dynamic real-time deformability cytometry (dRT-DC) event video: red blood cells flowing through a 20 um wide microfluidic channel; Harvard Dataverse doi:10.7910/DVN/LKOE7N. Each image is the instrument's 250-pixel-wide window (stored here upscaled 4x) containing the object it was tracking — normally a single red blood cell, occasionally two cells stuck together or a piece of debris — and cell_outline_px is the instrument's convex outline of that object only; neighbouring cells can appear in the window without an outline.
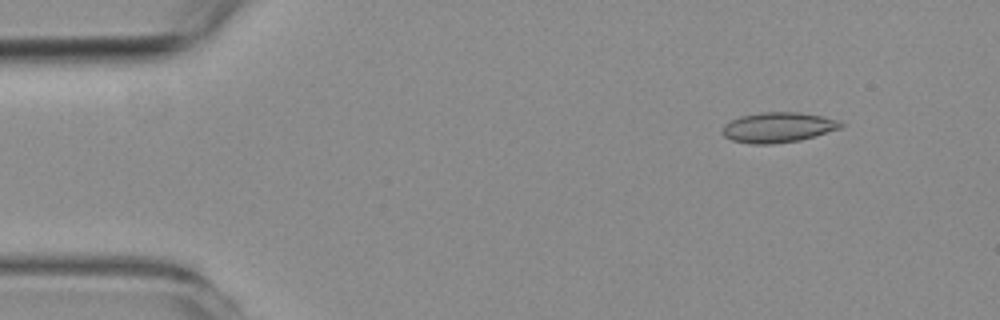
{"species": "common noctule bat (a hibernating species)", "species_latin": "Nyctalus noctula", "temperature_condition": "room temperature", "stored_images_in_passage": 54, "camera_frame_rate_fps": 3000, "um_per_image_px": 0.085, "animal": {"sex": "female", "body_mass_g": 19.3, "forearm_length_mm": 54.1}, "frame": {"image": 1, "passage_image": 6, "time_ms": 1.667, "image_size_px": [1000, 320], "cell_outline_px": [[844, 124], [840, 128], [816, 136], [800, 140], [772, 144], [752, 144], [732, 140], [724, 136], [724, 124], [740, 116], [764, 112], [796, 112], [824, 116], [840, 120]], "centroid_in_image_um": [66.18, 10.82], "position_along_channel_um": 18.8, "area_um2": 20.75}}
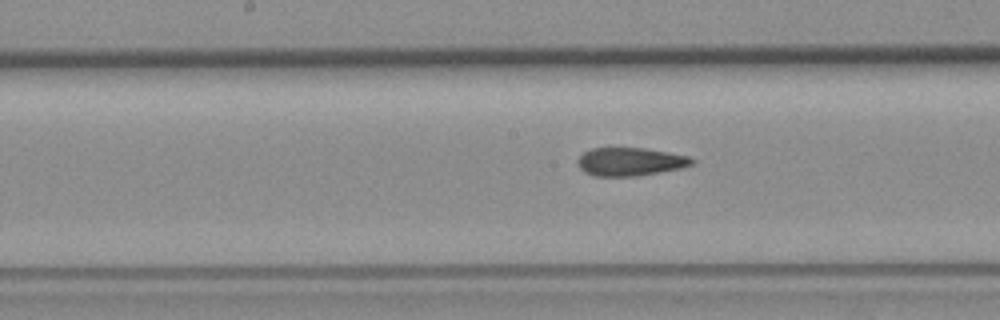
{"frame": {"image": 2, "passage_image": 27, "time_ms": 8.667, "image_size_px": [1000, 320], "cell_outline_px": [[696, 160], [692, 164], [680, 168], [660, 172], [636, 176], [596, 176], [584, 172], [580, 168], [580, 156], [584, 152], [592, 148], [644, 148], [688, 156]], "centroid_in_image_um": [53.58, 13.74], "position_along_channel_um": 194.6, "area_um2": 18.5}}
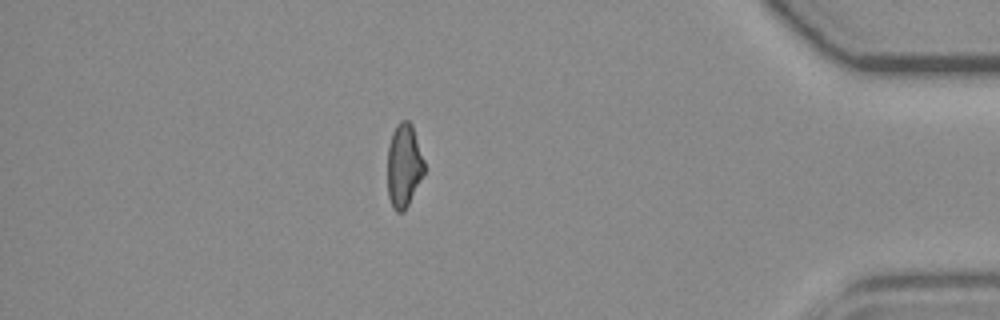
{"frame": {"image": 3, "passage_image": 47, "time_ms": 15.333, "image_size_px": [1000, 320], "cell_outline_px": [[424, 172], [404, 212], [396, 212], [392, 208], [388, 196], [388, 148], [392, 132], [396, 124], [400, 120], [408, 120], [412, 124], [424, 160]], "centroid_in_image_um": [34.32, 14.06], "position_along_channel_um": 400.9, "area_um2": 17.86}, "authors_computed_cell_mechanics": {"area_um2": 19.363, "velocity_mm_per_s": 3.7666, "shape_relaxation_time_tau1_ms": null, "shape_relaxation_time_tau2_ms": 2.4214, "deformation_change_tau1": null, "deformation_change_tau2": 0.0751}}